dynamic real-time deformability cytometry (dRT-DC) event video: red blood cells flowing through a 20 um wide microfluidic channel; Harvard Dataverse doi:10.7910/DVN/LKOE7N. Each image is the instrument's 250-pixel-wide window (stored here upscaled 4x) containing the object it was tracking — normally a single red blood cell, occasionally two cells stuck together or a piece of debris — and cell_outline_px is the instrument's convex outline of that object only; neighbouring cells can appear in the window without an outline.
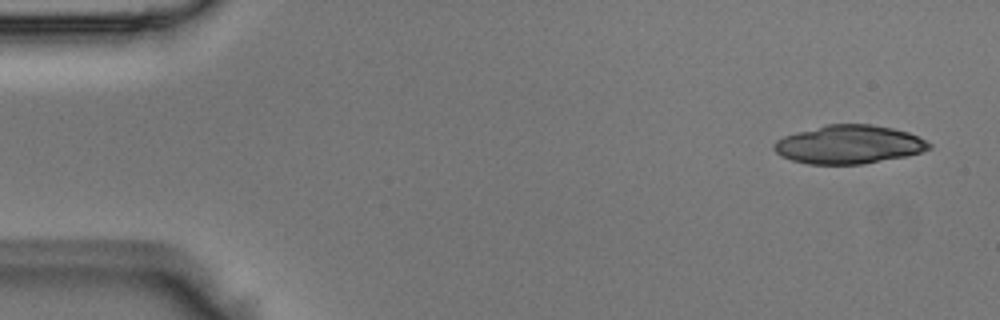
{"species": "Egyptian fruit bat (a non-hibernating species)", "species_latin": "Rousettus aegyptiacus", "temperature_condition": "room temperature", "stored_images_in_passage": 21, "camera_frame_rate_fps": 3000, "um_per_image_px": 0.085, "animal": {"sex": "male"}, "frame": {"image": 1, "passage_image": 1, "time_ms": 0.0, "image_size_px": [1000, 320], "cell_outline_px": [[932, 148], [908, 156], [864, 164], [808, 164], [792, 160], [780, 156], [772, 148], [772, 144], [776, 140], [784, 136], [828, 124], [872, 124], [892, 128], [908, 132], [932, 144]], "centroid_in_image_um": [72.15, 12.29], "position_along_channel_um": 12.8, "area_um2": 34.8}}
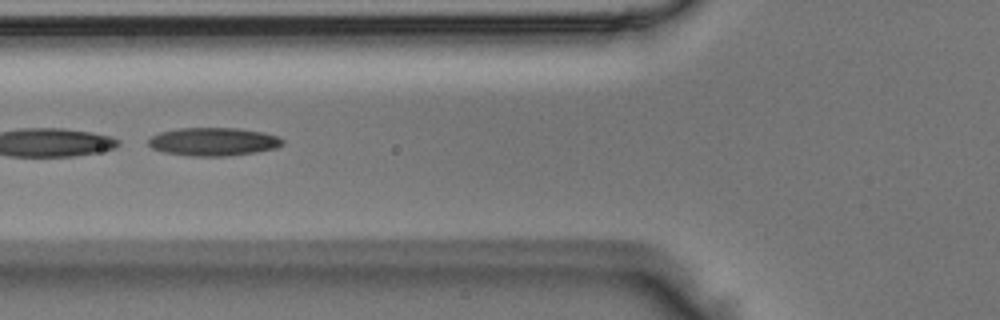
{"frame": {"image": 2, "passage_image": 17, "time_ms": 5.333, "image_size_px": [1000, 320], "cell_outline_px": [[284, 144], [276, 148], [256, 152], [228, 156], [192, 156], [164, 152], [152, 148], [148, 144], [148, 140], [152, 136], [160, 132], [180, 128], [236, 128], [264, 132], [276, 136], [284, 140]], "centroid_in_image_um": [18.15, 12.04], "position_along_channel_um": 107.6, "area_um2": 22.02}}